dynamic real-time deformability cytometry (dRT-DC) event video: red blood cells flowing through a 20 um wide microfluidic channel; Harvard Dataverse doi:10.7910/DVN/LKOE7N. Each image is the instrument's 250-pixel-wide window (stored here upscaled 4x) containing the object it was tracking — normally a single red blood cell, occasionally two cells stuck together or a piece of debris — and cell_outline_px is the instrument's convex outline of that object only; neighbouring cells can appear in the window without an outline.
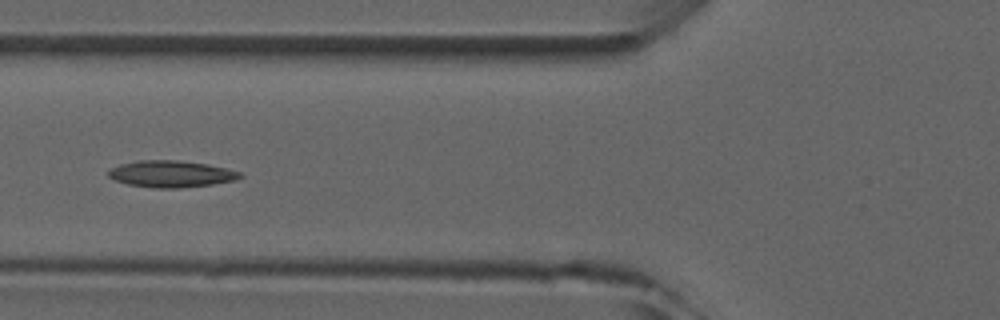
{"species": "common noctule bat (a hibernating species)", "species_latin": "Nyctalus noctula", "temperature_condition": "room temperature", "stored_images_in_passage": 7, "camera_frame_rate_fps": 3000, "um_per_image_px": 0.085, "animal": {"sex": "male", "forearm_length_mm": 52.5}, "frame": {"image": 1, "passage_image": 5, "time_ms": 4.667, "image_size_px": [1000, 320], "cell_outline_px": [[244, 176], [236, 180], [212, 184], [180, 188], [152, 188], [128, 184], [116, 180], [108, 176], [108, 172], [112, 168], [120, 164], [140, 160], [176, 160], [208, 164], [244, 172]], "centroid_in_image_um": [14.6, 14.78], "position_along_channel_um": 111.2, "area_um2": 20.52}}
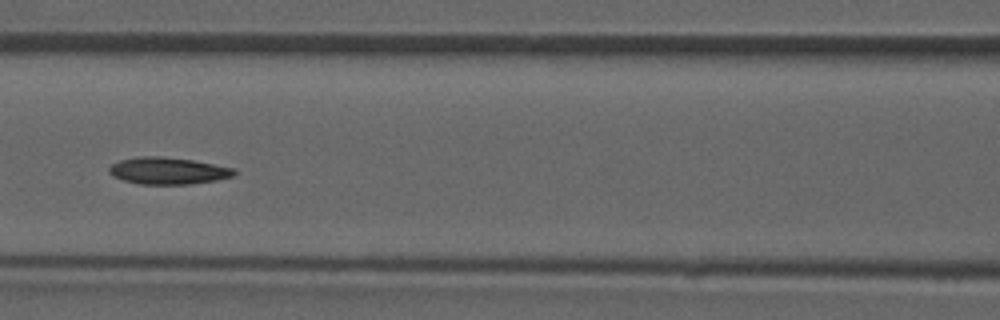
{"frame": {"image": 2, "passage_image": 6, "time_ms": 5.667, "image_size_px": [1000, 320], "cell_outline_px": [[236, 172], [232, 176], [216, 180], [188, 184], [140, 184], [124, 180], [112, 176], [108, 172], [108, 168], [112, 164], [120, 160], [136, 156], [160, 156], [192, 160], [236, 168]], "centroid_in_image_um": [14.25, 14.51], "position_along_channel_um": 152.3, "area_um2": 19.59}}